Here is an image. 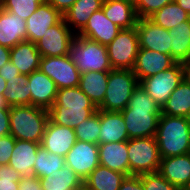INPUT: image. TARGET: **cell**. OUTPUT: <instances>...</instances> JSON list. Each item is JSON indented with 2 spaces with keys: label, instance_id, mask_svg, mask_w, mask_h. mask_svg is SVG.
I'll return each instance as SVG.
<instances>
[{
  "label": "cell",
  "instance_id": "obj_1",
  "mask_svg": "<svg viewBox=\"0 0 190 190\" xmlns=\"http://www.w3.org/2000/svg\"><path fill=\"white\" fill-rule=\"evenodd\" d=\"M121 113L129 139L155 137L161 107L140 83L133 89L128 105Z\"/></svg>",
  "mask_w": 190,
  "mask_h": 190
},
{
  "label": "cell",
  "instance_id": "obj_2",
  "mask_svg": "<svg viewBox=\"0 0 190 190\" xmlns=\"http://www.w3.org/2000/svg\"><path fill=\"white\" fill-rule=\"evenodd\" d=\"M155 139L161 158L187 154L190 145V118L161 114Z\"/></svg>",
  "mask_w": 190,
  "mask_h": 190
},
{
  "label": "cell",
  "instance_id": "obj_3",
  "mask_svg": "<svg viewBox=\"0 0 190 190\" xmlns=\"http://www.w3.org/2000/svg\"><path fill=\"white\" fill-rule=\"evenodd\" d=\"M49 121L48 110L33 105L10 107V135L16 140L41 143Z\"/></svg>",
  "mask_w": 190,
  "mask_h": 190
},
{
  "label": "cell",
  "instance_id": "obj_4",
  "mask_svg": "<svg viewBox=\"0 0 190 190\" xmlns=\"http://www.w3.org/2000/svg\"><path fill=\"white\" fill-rule=\"evenodd\" d=\"M69 56L80 74L88 71L113 70L107 47L77 34L71 43Z\"/></svg>",
  "mask_w": 190,
  "mask_h": 190
},
{
  "label": "cell",
  "instance_id": "obj_5",
  "mask_svg": "<svg viewBox=\"0 0 190 190\" xmlns=\"http://www.w3.org/2000/svg\"><path fill=\"white\" fill-rule=\"evenodd\" d=\"M139 84L132 70L113 69L109 71L107 90L99 110L110 112L123 111L132 96L133 89Z\"/></svg>",
  "mask_w": 190,
  "mask_h": 190
},
{
  "label": "cell",
  "instance_id": "obj_6",
  "mask_svg": "<svg viewBox=\"0 0 190 190\" xmlns=\"http://www.w3.org/2000/svg\"><path fill=\"white\" fill-rule=\"evenodd\" d=\"M127 147L129 176L158 172L161 157L155 137L129 139Z\"/></svg>",
  "mask_w": 190,
  "mask_h": 190
},
{
  "label": "cell",
  "instance_id": "obj_7",
  "mask_svg": "<svg viewBox=\"0 0 190 190\" xmlns=\"http://www.w3.org/2000/svg\"><path fill=\"white\" fill-rule=\"evenodd\" d=\"M106 47L113 69L132 70L140 49L136 27L121 29Z\"/></svg>",
  "mask_w": 190,
  "mask_h": 190
},
{
  "label": "cell",
  "instance_id": "obj_8",
  "mask_svg": "<svg viewBox=\"0 0 190 190\" xmlns=\"http://www.w3.org/2000/svg\"><path fill=\"white\" fill-rule=\"evenodd\" d=\"M183 80L184 70L182 63H175L169 69L144 78L139 83L146 93L162 108L171 93Z\"/></svg>",
  "mask_w": 190,
  "mask_h": 190
},
{
  "label": "cell",
  "instance_id": "obj_9",
  "mask_svg": "<svg viewBox=\"0 0 190 190\" xmlns=\"http://www.w3.org/2000/svg\"><path fill=\"white\" fill-rule=\"evenodd\" d=\"M39 70L52 79L58 89L79 86L80 72L69 54L57 57H42Z\"/></svg>",
  "mask_w": 190,
  "mask_h": 190
},
{
  "label": "cell",
  "instance_id": "obj_10",
  "mask_svg": "<svg viewBox=\"0 0 190 190\" xmlns=\"http://www.w3.org/2000/svg\"><path fill=\"white\" fill-rule=\"evenodd\" d=\"M76 34L66 25L64 19L47 29L44 36L37 41L36 48L42 57L68 55Z\"/></svg>",
  "mask_w": 190,
  "mask_h": 190
},
{
  "label": "cell",
  "instance_id": "obj_11",
  "mask_svg": "<svg viewBox=\"0 0 190 190\" xmlns=\"http://www.w3.org/2000/svg\"><path fill=\"white\" fill-rule=\"evenodd\" d=\"M65 165L84 181L100 165L98 145L76 140L65 157Z\"/></svg>",
  "mask_w": 190,
  "mask_h": 190
},
{
  "label": "cell",
  "instance_id": "obj_12",
  "mask_svg": "<svg viewBox=\"0 0 190 190\" xmlns=\"http://www.w3.org/2000/svg\"><path fill=\"white\" fill-rule=\"evenodd\" d=\"M136 30L140 48L171 55L169 30L156 25L149 18L138 19Z\"/></svg>",
  "mask_w": 190,
  "mask_h": 190
},
{
  "label": "cell",
  "instance_id": "obj_13",
  "mask_svg": "<svg viewBox=\"0 0 190 190\" xmlns=\"http://www.w3.org/2000/svg\"><path fill=\"white\" fill-rule=\"evenodd\" d=\"M63 19V15L44 1L28 19H26V39L36 43L47 32L49 27L58 24Z\"/></svg>",
  "mask_w": 190,
  "mask_h": 190
},
{
  "label": "cell",
  "instance_id": "obj_14",
  "mask_svg": "<svg viewBox=\"0 0 190 190\" xmlns=\"http://www.w3.org/2000/svg\"><path fill=\"white\" fill-rule=\"evenodd\" d=\"M175 63L171 55L140 48L132 72L137 76L140 82L144 78L151 77L161 71L169 69Z\"/></svg>",
  "mask_w": 190,
  "mask_h": 190
},
{
  "label": "cell",
  "instance_id": "obj_15",
  "mask_svg": "<svg viewBox=\"0 0 190 190\" xmlns=\"http://www.w3.org/2000/svg\"><path fill=\"white\" fill-rule=\"evenodd\" d=\"M75 143L76 135L73 128L48 121L40 146L65 158Z\"/></svg>",
  "mask_w": 190,
  "mask_h": 190
},
{
  "label": "cell",
  "instance_id": "obj_16",
  "mask_svg": "<svg viewBox=\"0 0 190 190\" xmlns=\"http://www.w3.org/2000/svg\"><path fill=\"white\" fill-rule=\"evenodd\" d=\"M120 30V27L105 16L101 8L89 17L85 27L77 35L107 46Z\"/></svg>",
  "mask_w": 190,
  "mask_h": 190
},
{
  "label": "cell",
  "instance_id": "obj_17",
  "mask_svg": "<svg viewBox=\"0 0 190 190\" xmlns=\"http://www.w3.org/2000/svg\"><path fill=\"white\" fill-rule=\"evenodd\" d=\"M27 87L31 91V105L45 110L53 106L58 88L45 73L37 70L29 74Z\"/></svg>",
  "mask_w": 190,
  "mask_h": 190
},
{
  "label": "cell",
  "instance_id": "obj_18",
  "mask_svg": "<svg viewBox=\"0 0 190 190\" xmlns=\"http://www.w3.org/2000/svg\"><path fill=\"white\" fill-rule=\"evenodd\" d=\"M158 172L180 190L190 187V155L161 158Z\"/></svg>",
  "mask_w": 190,
  "mask_h": 190
},
{
  "label": "cell",
  "instance_id": "obj_19",
  "mask_svg": "<svg viewBox=\"0 0 190 190\" xmlns=\"http://www.w3.org/2000/svg\"><path fill=\"white\" fill-rule=\"evenodd\" d=\"M27 41L26 20L15 13L0 9V45L13 48L16 44Z\"/></svg>",
  "mask_w": 190,
  "mask_h": 190
},
{
  "label": "cell",
  "instance_id": "obj_20",
  "mask_svg": "<svg viewBox=\"0 0 190 190\" xmlns=\"http://www.w3.org/2000/svg\"><path fill=\"white\" fill-rule=\"evenodd\" d=\"M99 144L128 141L129 136L121 112L99 110Z\"/></svg>",
  "mask_w": 190,
  "mask_h": 190
},
{
  "label": "cell",
  "instance_id": "obj_21",
  "mask_svg": "<svg viewBox=\"0 0 190 190\" xmlns=\"http://www.w3.org/2000/svg\"><path fill=\"white\" fill-rule=\"evenodd\" d=\"M99 164L129 176L127 141L98 145Z\"/></svg>",
  "mask_w": 190,
  "mask_h": 190
},
{
  "label": "cell",
  "instance_id": "obj_22",
  "mask_svg": "<svg viewBox=\"0 0 190 190\" xmlns=\"http://www.w3.org/2000/svg\"><path fill=\"white\" fill-rule=\"evenodd\" d=\"M41 58L36 44L30 41L20 42L10 49V61L23 75L39 70Z\"/></svg>",
  "mask_w": 190,
  "mask_h": 190
},
{
  "label": "cell",
  "instance_id": "obj_23",
  "mask_svg": "<svg viewBox=\"0 0 190 190\" xmlns=\"http://www.w3.org/2000/svg\"><path fill=\"white\" fill-rule=\"evenodd\" d=\"M40 143L25 140H16L8 163L21 176L33 175V168L37 158Z\"/></svg>",
  "mask_w": 190,
  "mask_h": 190
},
{
  "label": "cell",
  "instance_id": "obj_24",
  "mask_svg": "<svg viewBox=\"0 0 190 190\" xmlns=\"http://www.w3.org/2000/svg\"><path fill=\"white\" fill-rule=\"evenodd\" d=\"M102 9L105 16L121 29L136 27L138 16L134 2L124 0H104Z\"/></svg>",
  "mask_w": 190,
  "mask_h": 190
},
{
  "label": "cell",
  "instance_id": "obj_25",
  "mask_svg": "<svg viewBox=\"0 0 190 190\" xmlns=\"http://www.w3.org/2000/svg\"><path fill=\"white\" fill-rule=\"evenodd\" d=\"M104 0H76L65 12L66 25L78 34L87 24L89 17L102 8ZM75 29V30H74Z\"/></svg>",
  "mask_w": 190,
  "mask_h": 190
},
{
  "label": "cell",
  "instance_id": "obj_26",
  "mask_svg": "<svg viewBox=\"0 0 190 190\" xmlns=\"http://www.w3.org/2000/svg\"><path fill=\"white\" fill-rule=\"evenodd\" d=\"M109 71H88L80 74L79 88L98 108L107 90Z\"/></svg>",
  "mask_w": 190,
  "mask_h": 190
},
{
  "label": "cell",
  "instance_id": "obj_27",
  "mask_svg": "<svg viewBox=\"0 0 190 190\" xmlns=\"http://www.w3.org/2000/svg\"><path fill=\"white\" fill-rule=\"evenodd\" d=\"M171 57L176 63L190 59V20L179 23L169 30Z\"/></svg>",
  "mask_w": 190,
  "mask_h": 190
},
{
  "label": "cell",
  "instance_id": "obj_28",
  "mask_svg": "<svg viewBox=\"0 0 190 190\" xmlns=\"http://www.w3.org/2000/svg\"><path fill=\"white\" fill-rule=\"evenodd\" d=\"M161 114L190 118V83L185 79L171 93Z\"/></svg>",
  "mask_w": 190,
  "mask_h": 190
},
{
  "label": "cell",
  "instance_id": "obj_29",
  "mask_svg": "<svg viewBox=\"0 0 190 190\" xmlns=\"http://www.w3.org/2000/svg\"><path fill=\"white\" fill-rule=\"evenodd\" d=\"M97 111L98 108L64 109L60 105H53L48 110V116L51 123L75 129Z\"/></svg>",
  "mask_w": 190,
  "mask_h": 190
},
{
  "label": "cell",
  "instance_id": "obj_30",
  "mask_svg": "<svg viewBox=\"0 0 190 190\" xmlns=\"http://www.w3.org/2000/svg\"><path fill=\"white\" fill-rule=\"evenodd\" d=\"M126 175L99 165L84 179V183L92 190H118Z\"/></svg>",
  "mask_w": 190,
  "mask_h": 190
},
{
  "label": "cell",
  "instance_id": "obj_31",
  "mask_svg": "<svg viewBox=\"0 0 190 190\" xmlns=\"http://www.w3.org/2000/svg\"><path fill=\"white\" fill-rule=\"evenodd\" d=\"M82 183V178L66 165L55 174L40 178L43 190H74Z\"/></svg>",
  "mask_w": 190,
  "mask_h": 190
},
{
  "label": "cell",
  "instance_id": "obj_32",
  "mask_svg": "<svg viewBox=\"0 0 190 190\" xmlns=\"http://www.w3.org/2000/svg\"><path fill=\"white\" fill-rule=\"evenodd\" d=\"M149 19L156 25L171 30L173 26H178L179 23L190 20V15L173 0L156 11Z\"/></svg>",
  "mask_w": 190,
  "mask_h": 190
},
{
  "label": "cell",
  "instance_id": "obj_33",
  "mask_svg": "<svg viewBox=\"0 0 190 190\" xmlns=\"http://www.w3.org/2000/svg\"><path fill=\"white\" fill-rule=\"evenodd\" d=\"M53 105H60L64 109L97 108L79 87L58 89Z\"/></svg>",
  "mask_w": 190,
  "mask_h": 190
},
{
  "label": "cell",
  "instance_id": "obj_34",
  "mask_svg": "<svg viewBox=\"0 0 190 190\" xmlns=\"http://www.w3.org/2000/svg\"><path fill=\"white\" fill-rule=\"evenodd\" d=\"M65 166V158L48 152L43 147H39L37 151V158L33 168V175L43 178L49 174L53 175L57 170Z\"/></svg>",
  "mask_w": 190,
  "mask_h": 190
},
{
  "label": "cell",
  "instance_id": "obj_35",
  "mask_svg": "<svg viewBox=\"0 0 190 190\" xmlns=\"http://www.w3.org/2000/svg\"><path fill=\"white\" fill-rule=\"evenodd\" d=\"M28 76L20 74L18 81L7 82L4 98L11 106L31 105V91L27 87Z\"/></svg>",
  "mask_w": 190,
  "mask_h": 190
},
{
  "label": "cell",
  "instance_id": "obj_36",
  "mask_svg": "<svg viewBox=\"0 0 190 190\" xmlns=\"http://www.w3.org/2000/svg\"><path fill=\"white\" fill-rule=\"evenodd\" d=\"M76 140L99 145L100 118L99 109L90 118L84 120L75 129Z\"/></svg>",
  "mask_w": 190,
  "mask_h": 190
},
{
  "label": "cell",
  "instance_id": "obj_37",
  "mask_svg": "<svg viewBox=\"0 0 190 190\" xmlns=\"http://www.w3.org/2000/svg\"><path fill=\"white\" fill-rule=\"evenodd\" d=\"M44 1L46 0H1V3L4 10L26 20Z\"/></svg>",
  "mask_w": 190,
  "mask_h": 190
},
{
  "label": "cell",
  "instance_id": "obj_38",
  "mask_svg": "<svg viewBox=\"0 0 190 190\" xmlns=\"http://www.w3.org/2000/svg\"><path fill=\"white\" fill-rule=\"evenodd\" d=\"M144 190H180L169 183L159 172L140 175Z\"/></svg>",
  "mask_w": 190,
  "mask_h": 190
},
{
  "label": "cell",
  "instance_id": "obj_39",
  "mask_svg": "<svg viewBox=\"0 0 190 190\" xmlns=\"http://www.w3.org/2000/svg\"><path fill=\"white\" fill-rule=\"evenodd\" d=\"M172 1L173 0H134V6L138 18L142 19L149 18L156 11Z\"/></svg>",
  "mask_w": 190,
  "mask_h": 190
},
{
  "label": "cell",
  "instance_id": "obj_40",
  "mask_svg": "<svg viewBox=\"0 0 190 190\" xmlns=\"http://www.w3.org/2000/svg\"><path fill=\"white\" fill-rule=\"evenodd\" d=\"M21 175L9 165H0V190H19Z\"/></svg>",
  "mask_w": 190,
  "mask_h": 190
},
{
  "label": "cell",
  "instance_id": "obj_41",
  "mask_svg": "<svg viewBox=\"0 0 190 190\" xmlns=\"http://www.w3.org/2000/svg\"><path fill=\"white\" fill-rule=\"evenodd\" d=\"M16 139L10 134L0 137V165H8Z\"/></svg>",
  "mask_w": 190,
  "mask_h": 190
},
{
  "label": "cell",
  "instance_id": "obj_42",
  "mask_svg": "<svg viewBox=\"0 0 190 190\" xmlns=\"http://www.w3.org/2000/svg\"><path fill=\"white\" fill-rule=\"evenodd\" d=\"M19 190H43L40 179L35 175L21 176L19 180Z\"/></svg>",
  "mask_w": 190,
  "mask_h": 190
},
{
  "label": "cell",
  "instance_id": "obj_43",
  "mask_svg": "<svg viewBox=\"0 0 190 190\" xmlns=\"http://www.w3.org/2000/svg\"><path fill=\"white\" fill-rule=\"evenodd\" d=\"M0 75L6 82H13L19 80L20 72L18 68L9 61L0 68Z\"/></svg>",
  "mask_w": 190,
  "mask_h": 190
},
{
  "label": "cell",
  "instance_id": "obj_44",
  "mask_svg": "<svg viewBox=\"0 0 190 190\" xmlns=\"http://www.w3.org/2000/svg\"><path fill=\"white\" fill-rule=\"evenodd\" d=\"M118 190H144L140 175L126 176Z\"/></svg>",
  "mask_w": 190,
  "mask_h": 190
},
{
  "label": "cell",
  "instance_id": "obj_45",
  "mask_svg": "<svg viewBox=\"0 0 190 190\" xmlns=\"http://www.w3.org/2000/svg\"><path fill=\"white\" fill-rule=\"evenodd\" d=\"M10 134V109H0V137Z\"/></svg>",
  "mask_w": 190,
  "mask_h": 190
},
{
  "label": "cell",
  "instance_id": "obj_46",
  "mask_svg": "<svg viewBox=\"0 0 190 190\" xmlns=\"http://www.w3.org/2000/svg\"><path fill=\"white\" fill-rule=\"evenodd\" d=\"M50 5L57 9L62 15L73 5L76 0H46Z\"/></svg>",
  "mask_w": 190,
  "mask_h": 190
},
{
  "label": "cell",
  "instance_id": "obj_47",
  "mask_svg": "<svg viewBox=\"0 0 190 190\" xmlns=\"http://www.w3.org/2000/svg\"><path fill=\"white\" fill-rule=\"evenodd\" d=\"M10 61V48L0 45V68Z\"/></svg>",
  "mask_w": 190,
  "mask_h": 190
},
{
  "label": "cell",
  "instance_id": "obj_48",
  "mask_svg": "<svg viewBox=\"0 0 190 190\" xmlns=\"http://www.w3.org/2000/svg\"><path fill=\"white\" fill-rule=\"evenodd\" d=\"M182 66L184 70V79L190 83V59L186 62H183Z\"/></svg>",
  "mask_w": 190,
  "mask_h": 190
},
{
  "label": "cell",
  "instance_id": "obj_49",
  "mask_svg": "<svg viewBox=\"0 0 190 190\" xmlns=\"http://www.w3.org/2000/svg\"><path fill=\"white\" fill-rule=\"evenodd\" d=\"M174 1L190 15V0H174Z\"/></svg>",
  "mask_w": 190,
  "mask_h": 190
},
{
  "label": "cell",
  "instance_id": "obj_50",
  "mask_svg": "<svg viewBox=\"0 0 190 190\" xmlns=\"http://www.w3.org/2000/svg\"><path fill=\"white\" fill-rule=\"evenodd\" d=\"M7 89L6 80L0 75V95H4L5 90Z\"/></svg>",
  "mask_w": 190,
  "mask_h": 190
},
{
  "label": "cell",
  "instance_id": "obj_51",
  "mask_svg": "<svg viewBox=\"0 0 190 190\" xmlns=\"http://www.w3.org/2000/svg\"><path fill=\"white\" fill-rule=\"evenodd\" d=\"M0 109H10L9 105L7 104L4 95H0Z\"/></svg>",
  "mask_w": 190,
  "mask_h": 190
},
{
  "label": "cell",
  "instance_id": "obj_52",
  "mask_svg": "<svg viewBox=\"0 0 190 190\" xmlns=\"http://www.w3.org/2000/svg\"><path fill=\"white\" fill-rule=\"evenodd\" d=\"M74 190H92V189L83 182L80 186H78Z\"/></svg>",
  "mask_w": 190,
  "mask_h": 190
},
{
  "label": "cell",
  "instance_id": "obj_53",
  "mask_svg": "<svg viewBox=\"0 0 190 190\" xmlns=\"http://www.w3.org/2000/svg\"><path fill=\"white\" fill-rule=\"evenodd\" d=\"M124 1H128V2H134V0H124Z\"/></svg>",
  "mask_w": 190,
  "mask_h": 190
}]
</instances>
